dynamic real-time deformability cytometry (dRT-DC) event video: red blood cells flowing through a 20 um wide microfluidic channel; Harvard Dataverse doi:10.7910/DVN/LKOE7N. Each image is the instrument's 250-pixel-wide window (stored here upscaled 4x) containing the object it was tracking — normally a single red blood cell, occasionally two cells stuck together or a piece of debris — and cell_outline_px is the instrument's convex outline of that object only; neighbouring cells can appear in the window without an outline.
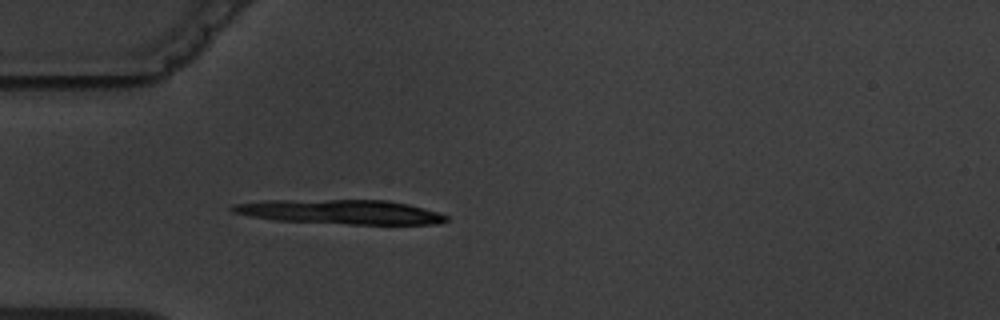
{"species": "common noctule bat (a hibernating species)", "species_latin": "Nyctalus noctula", "temperature_condition": "warm", "stored_images_in_passage": 4, "camera_frame_rate_fps": 3000, "um_per_image_px": 0.085, "animal": {"sex": "male", "body_mass_g": 19.5, "forearm_length_mm": 54.6}, "frame": {"image": 1, "passage_image": 4, "time_ms": 3.333, "image_size_px": [1000, 320], "cell_outline_px": [[448, 220], [440, 224], [348, 224], [276, 220], [252, 216], [232, 212], [228, 208], [232, 204], [268, 200], [388, 200], [408, 204], [440, 212], [448, 216]], "centroid_in_image_um": [28.98, 18.01], "position_along_channel_um": 56.0, "area_um2": 30.46}}